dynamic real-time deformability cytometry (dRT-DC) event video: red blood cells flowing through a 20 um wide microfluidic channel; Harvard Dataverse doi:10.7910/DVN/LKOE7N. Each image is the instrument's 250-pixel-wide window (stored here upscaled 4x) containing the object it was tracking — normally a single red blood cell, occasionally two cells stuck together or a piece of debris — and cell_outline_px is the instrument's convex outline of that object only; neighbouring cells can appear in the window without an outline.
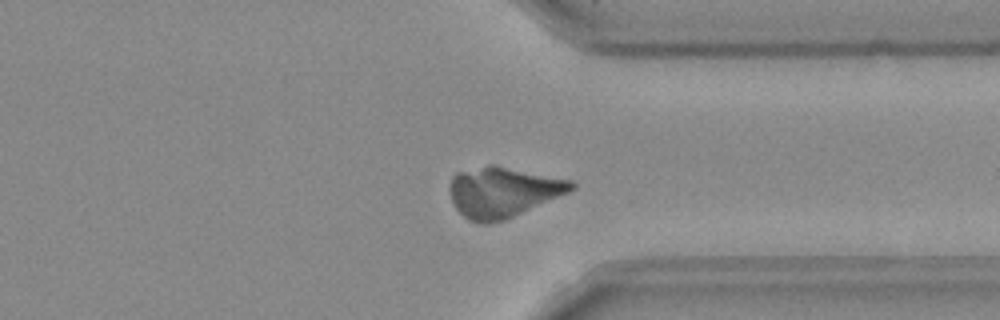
{"species": "Egyptian fruit bat (a non-hibernating species)", "species_latin": "Rousettus aegyptiacus", "temperature_condition": "room temperature", "stored_images_in_passage": 50, "camera_frame_rate_fps": 3000, "um_per_image_px": 0.085, "frame": {"image": 1, "passage_image": 38, "time_ms": 12.333, "image_size_px": [1000, 320], "cell_outline_px": [[576, 188], [568, 192], [504, 220], [488, 224], [480, 224], [468, 220], [456, 208], [452, 200], [448, 188], [452, 176], [456, 172], [488, 164], [496, 164], [572, 180], [576, 184]], "centroid_in_image_um": [42.72, 16.3], "position_along_channel_um": 368.7, "area_um2": 35.84}}
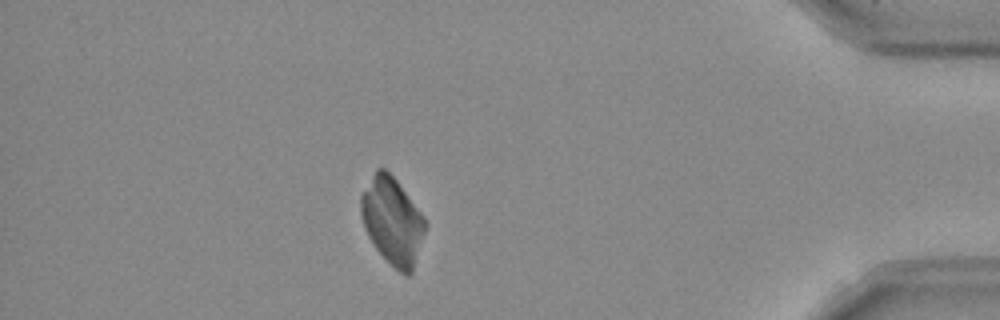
{"frame": {"image": 2, "passage_image": 44, "time_ms": 14.333, "image_size_px": [1000, 320], "cell_outline_px": [[428, 224], [412, 272], [408, 276], [404, 276], [372, 244], [364, 228], [360, 212], [360, 196], [376, 168], [384, 168], [396, 180], [424, 216]], "centroid_in_image_um": [33.35, 18.78], "position_along_channel_um": 401.8, "area_um2": 32.43}}